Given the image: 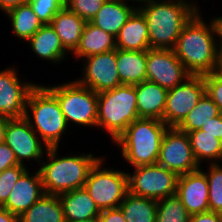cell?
I'll list each match as a JSON object with an SVG mask.
<instances>
[{
    "label": "cell",
    "mask_w": 222,
    "mask_h": 222,
    "mask_svg": "<svg viewBox=\"0 0 222 222\" xmlns=\"http://www.w3.org/2000/svg\"><path fill=\"white\" fill-rule=\"evenodd\" d=\"M66 222L83 221L99 217L101 211L82 187L58 195Z\"/></svg>",
    "instance_id": "obj_20"
},
{
    "label": "cell",
    "mask_w": 222,
    "mask_h": 222,
    "mask_svg": "<svg viewBox=\"0 0 222 222\" xmlns=\"http://www.w3.org/2000/svg\"><path fill=\"white\" fill-rule=\"evenodd\" d=\"M81 60L83 75L75 80L80 85L92 89L97 94L122 85L117 71L116 49Z\"/></svg>",
    "instance_id": "obj_12"
},
{
    "label": "cell",
    "mask_w": 222,
    "mask_h": 222,
    "mask_svg": "<svg viewBox=\"0 0 222 222\" xmlns=\"http://www.w3.org/2000/svg\"><path fill=\"white\" fill-rule=\"evenodd\" d=\"M27 2L43 24H50L55 14L66 7V0H28Z\"/></svg>",
    "instance_id": "obj_33"
},
{
    "label": "cell",
    "mask_w": 222,
    "mask_h": 222,
    "mask_svg": "<svg viewBox=\"0 0 222 222\" xmlns=\"http://www.w3.org/2000/svg\"><path fill=\"white\" fill-rule=\"evenodd\" d=\"M220 114L217 104L205 92L177 128L186 133L200 130L202 125L207 124L211 118Z\"/></svg>",
    "instance_id": "obj_30"
},
{
    "label": "cell",
    "mask_w": 222,
    "mask_h": 222,
    "mask_svg": "<svg viewBox=\"0 0 222 222\" xmlns=\"http://www.w3.org/2000/svg\"><path fill=\"white\" fill-rule=\"evenodd\" d=\"M16 165L20 164L16 159L15 153L5 142L0 144V173Z\"/></svg>",
    "instance_id": "obj_37"
},
{
    "label": "cell",
    "mask_w": 222,
    "mask_h": 222,
    "mask_svg": "<svg viewBox=\"0 0 222 222\" xmlns=\"http://www.w3.org/2000/svg\"><path fill=\"white\" fill-rule=\"evenodd\" d=\"M189 222H222V214L213 211L193 214L190 215Z\"/></svg>",
    "instance_id": "obj_40"
},
{
    "label": "cell",
    "mask_w": 222,
    "mask_h": 222,
    "mask_svg": "<svg viewBox=\"0 0 222 222\" xmlns=\"http://www.w3.org/2000/svg\"><path fill=\"white\" fill-rule=\"evenodd\" d=\"M25 111L24 118L42 142L48 148L59 147L62 135L66 133L69 126L57 98L44 84H37L31 90Z\"/></svg>",
    "instance_id": "obj_5"
},
{
    "label": "cell",
    "mask_w": 222,
    "mask_h": 222,
    "mask_svg": "<svg viewBox=\"0 0 222 222\" xmlns=\"http://www.w3.org/2000/svg\"><path fill=\"white\" fill-rule=\"evenodd\" d=\"M150 48L147 22L136 9L116 36V49L141 51Z\"/></svg>",
    "instance_id": "obj_21"
},
{
    "label": "cell",
    "mask_w": 222,
    "mask_h": 222,
    "mask_svg": "<svg viewBox=\"0 0 222 222\" xmlns=\"http://www.w3.org/2000/svg\"><path fill=\"white\" fill-rule=\"evenodd\" d=\"M136 9L137 6L128 5L125 0H106L90 23L116 38L121 27Z\"/></svg>",
    "instance_id": "obj_19"
},
{
    "label": "cell",
    "mask_w": 222,
    "mask_h": 222,
    "mask_svg": "<svg viewBox=\"0 0 222 222\" xmlns=\"http://www.w3.org/2000/svg\"><path fill=\"white\" fill-rule=\"evenodd\" d=\"M6 15L12 24L10 26L15 39L21 41H27L44 25L28 2L10 10Z\"/></svg>",
    "instance_id": "obj_28"
},
{
    "label": "cell",
    "mask_w": 222,
    "mask_h": 222,
    "mask_svg": "<svg viewBox=\"0 0 222 222\" xmlns=\"http://www.w3.org/2000/svg\"><path fill=\"white\" fill-rule=\"evenodd\" d=\"M116 49V38L86 22L76 50L72 53L77 59L101 54Z\"/></svg>",
    "instance_id": "obj_25"
},
{
    "label": "cell",
    "mask_w": 222,
    "mask_h": 222,
    "mask_svg": "<svg viewBox=\"0 0 222 222\" xmlns=\"http://www.w3.org/2000/svg\"><path fill=\"white\" fill-rule=\"evenodd\" d=\"M217 25H218V30H219V38H220V46H222V16H215Z\"/></svg>",
    "instance_id": "obj_45"
},
{
    "label": "cell",
    "mask_w": 222,
    "mask_h": 222,
    "mask_svg": "<svg viewBox=\"0 0 222 222\" xmlns=\"http://www.w3.org/2000/svg\"><path fill=\"white\" fill-rule=\"evenodd\" d=\"M214 73L222 78V46L219 48L217 64Z\"/></svg>",
    "instance_id": "obj_44"
},
{
    "label": "cell",
    "mask_w": 222,
    "mask_h": 222,
    "mask_svg": "<svg viewBox=\"0 0 222 222\" xmlns=\"http://www.w3.org/2000/svg\"><path fill=\"white\" fill-rule=\"evenodd\" d=\"M5 143L15 153L18 163L24 166H27L24 160L41 163L48 149L24 117L8 121Z\"/></svg>",
    "instance_id": "obj_15"
},
{
    "label": "cell",
    "mask_w": 222,
    "mask_h": 222,
    "mask_svg": "<svg viewBox=\"0 0 222 222\" xmlns=\"http://www.w3.org/2000/svg\"><path fill=\"white\" fill-rule=\"evenodd\" d=\"M125 1H127V0H125ZM131 1V2H130ZM148 1H150V0H128V2H130V3H132L133 2V4H135V5H137V4H142V3H145V2H148ZM134 2H136V3H134Z\"/></svg>",
    "instance_id": "obj_47"
},
{
    "label": "cell",
    "mask_w": 222,
    "mask_h": 222,
    "mask_svg": "<svg viewBox=\"0 0 222 222\" xmlns=\"http://www.w3.org/2000/svg\"><path fill=\"white\" fill-rule=\"evenodd\" d=\"M26 42L31 47L36 57L47 60L53 64H60L68 56V52L64 49L59 36L51 26L44 24L31 38Z\"/></svg>",
    "instance_id": "obj_22"
},
{
    "label": "cell",
    "mask_w": 222,
    "mask_h": 222,
    "mask_svg": "<svg viewBox=\"0 0 222 222\" xmlns=\"http://www.w3.org/2000/svg\"><path fill=\"white\" fill-rule=\"evenodd\" d=\"M9 120L10 119L0 116V144L5 142L6 128Z\"/></svg>",
    "instance_id": "obj_43"
},
{
    "label": "cell",
    "mask_w": 222,
    "mask_h": 222,
    "mask_svg": "<svg viewBox=\"0 0 222 222\" xmlns=\"http://www.w3.org/2000/svg\"><path fill=\"white\" fill-rule=\"evenodd\" d=\"M28 0H0V10L5 14L21 4L27 3Z\"/></svg>",
    "instance_id": "obj_41"
},
{
    "label": "cell",
    "mask_w": 222,
    "mask_h": 222,
    "mask_svg": "<svg viewBox=\"0 0 222 222\" xmlns=\"http://www.w3.org/2000/svg\"><path fill=\"white\" fill-rule=\"evenodd\" d=\"M71 222H101L99 217H95L92 219H88V220H83V221H71Z\"/></svg>",
    "instance_id": "obj_46"
},
{
    "label": "cell",
    "mask_w": 222,
    "mask_h": 222,
    "mask_svg": "<svg viewBox=\"0 0 222 222\" xmlns=\"http://www.w3.org/2000/svg\"><path fill=\"white\" fill-rule=\"evenodd\" d=\"M205 93L204 77L190 75L181 84L168 90L163 122L178 127Z\"/></svg>",
    "instance_id": "obj_10"
},
{
    "label": "cell",
    "mask_w": 222,
    "mask_h": 222,
    "mask_svg": "<svg viewBox=\"0 0 222 222\" xmlns=\"http://www.w3.org/2000/svg\"><path fill=\"white\" fill-rule=\"evenodd\" d=\"M139 119L134 85L122 84L98 93L97 128L106 131L112 142Z\"/></svg>",
    "instance_id": "obj_6"
},
{
    "label": "cell",
    "mask_w": 222,
    "mask_h": 222,
    "mask_svg": "<svg viewBox=\"0 0 222 222\" xmlns=\"http://www.w3.org/2000/svg\"><path fill=\"white\" fill-rule=\"evenodd\" d=\"M45 87L57 98L68 126L75 123L77 127H97L96 92L75 80Z\"/></svg>",
    "instance_id": "obj_7"
},
{
    "label": "cell",
    "mask_w": 222,
    "mask_h": 222,
    "mask_svg": "<svg viewBox=\"0 0 222 222\" xmlns=\"http://www.w3.org/2000/svg\"><path fill=\"white\" fill-rule=\"evenodd\" d=\"M27 169L24 165H16L0 173V207L7 201L16 182Z\"/></svg>",
    "instance_id": "obj_34"
},
{
    "label": "cell",
    "mask_w": 222,
    "mask_h": 222,
    "mask_svg": "<svg viewBox=\"0 0 222 222\" xmlns=\"http://www.w3.org/2000/svg\"><path fill=\"white\" fill-rule=\"evenodd\" d=\"M190 0H150L137 6L147 22L150 48L173 49L184 25L196 12Z\"/></svg>",
    "instance_id": "obj_2"
},
{
    "label": "cell",
    "mask_w": 222,
    "mask_h": 222,
    "mask_svg": "<svg viewBox=\"0 0 222 222\" xmlns=\"http://www.w3.org/2000/svg\"><path fill=\"white\" fill-rule=\"evenodd\" d=\"M187 135L199 166L205 161L210 164L218 163V161L222 163V141L202 130L188 132Z\"/></svg>",
    "instance_id": "obj_27"
},
{
    "label": "cell",
    "mask_w": 222,
    "mask_h": 222,
    "mask_svg": "<svg viewBox=\"0 0 222 222\" xmlns=\"http://www.w3.org/2000/svg\"><path fill=\"white\" fill-rule=\"evenodd\" d=\"M189 76L190 74L173 49L149 48L146 50V80L170 90Z\"/></svg>",
    "instance_id": "obj_13"
},
{
    "label": "cell",
    "mask_w": 222,
    "mask_h": 222,
    "mask_svg": "<svg viewBox=\"0 0 222 222\" xmlns=\"http://www.w3.org/2000/svg\"><path fill=\"white\" fill-rule=\"evenodd\" d=\"M18 76L16 67L0 71V116L10 120L25 116L29 93L37 85V82L21 80Z\"/></svg>",
    "instance_id": "obj_14"
},
{
    "label": "cell",
    "mask_w": 222,
    "mask_h": 222,
    "mask_svg": "<svg viewBox=\"0 0 222 222\" xmlns=\"http://www.w3.org/2000/svg\"><path fill=\"white\" fill-rule=\"evenodd\" d=\"M116 65L121 84L135 85L146 80V50L116 49Z\"/></svg>",
    "instance_id": "obj_24"
},
{
    "label": "cell",
    "mask_w": 222,
    "mask_h": 222,
    "mask_svg": "<svg viewBox=\"0 0 222 222\" xmlns=\"http://www.w3.org/2000/svg\"><path fill=\"white\" fill-rule=\"evenodd\" d=\"M176 195L190 215L209 211V186L202 167L178 176Z\"/></svg>",
    "instance_id": "obj_16"
},
{
    "label": "cell",
    "mask_w": 222,
    "mask_h": 222,
    "mask_svg": "<svg viewBox=\"0 0 222 222\" xmlns=\"http://www.w3.org/2000/svg\"><path fill=\"white\" fill-rule=\"evenodd\" d=\"M190 214L174 194L157 202L156 222H189Z\"/></svg>",
    "instance_id": "obj_31"
},
{
    "label": "cell",
    "mask_w": 222,
    "mask_h": 222,
    "mask_svg": "<svg viewBox=\"0 0 222 222\" xmlns=\"http://www.w3.org/2000/svg\"><path fill=\"white\" fill-rule=\"evenodd\" d=\"M99 219L101 222H126L120 207L102 210Z\"/></svg>",
    "instance_id": "obj_39"
},
{
    "label": "cell",
    "mask_w": 222,
    "mask_h": 222,
    "mask_svg": "<svg viewBox=\"0 0 222 222\" xmlns=\"http://www.w3.org/2000/svg\"><path fill=\"white\" fill-rule=\"evenodd\" d=\"M134 86L139 118L163 121L168 90L148 80Z\"/></svg>",
    "instance_id": "obj_18"
},
{
    "label": "cell",
    "mask_w": 222,
    "mask_h": 222,
    "mask_svg": "<svg viewBox=\"0 0 222 222\" xmlns=\"http://www.w3.org/2000/svg\"><path fill=\"white\" fill-rule=\"evenodd\" d=\"M205 92L217 104L222 113V78L214 72L204 75Z\"/></svg>",
    "instance_id": "obj_36"
},
{
    "label": "cell",
    "mask_w": 222,
    "mask_h": 222,
    "mask_svg": "<svg viewBox=\"0 0 222 222\" xmlns=\"http://www.w3.org/2000/svg\"><path fill=\"white\" fill-rule=\"evenodd\" d=\"M0 222H20L19 217L0 207Z\"/></svg>",
    "instance_id": "obj_42"
},
{
    "label": "cell",
    "mask_w": 222,
    "mask_h": 222,
    "mask_svg": "<svg viewBox=\"0 0 222 222\" xmlns=\"http://www.w3.org/2000/svg\"><path fill=\"white\" fill-rule=\"evenodd\" d=\"M206 23L196 12L184 25L173 50L190 75H207L215 71L220 48L215 17Z\"/></svg>",
    "instance_id": "obj_1"
},
{
    "label": "cell",
    "mask_w": 222,
    "mask_h": 222,
    "mask_svg": "<svg viewBox=\"0 0 222 222\" xmlns=\"http://www.w3.org/2000/svg\"><path fill=\"white\" fill-rule=\"evenodd\" d=\"M168 126L157 119L133 121L114 141L122 158L132 167L157 164L163 135Z\"/></svg>",
    "instance_id": "obj_4"
},
{
    "label": "cell",
    "mask_w": 222,
    "mask_h": 222,
    "mask_svg": "<svg viewBox=\"0 0 222 222\" xmlns=\"http://www.w3.org/2000/svg\"><path fill=\"white\" fill-rule=\"evenodd\" d=\"M209 211L222 214V164H208Z\"/></svg>",
    "instance_id": "obj_32"
},
{
    "label": "cell",
    "mask_w": 222,
    "mask_h": 222,
    "mask_svg": "<svg viewBox=\"0 0 222 222\" xmlns=\"http://www.w3.org/2000/svg\"><path fill=\"white\" fill-rule=\"evenodd\" d=\"M200 130L222 141V113L215 118H211V121L202 125Z\"/></svg>",
    "instance_id": "obj_38"
},
{
    "label": "cell",
    "mask_w": 222,
    "mask_h": 222,
    "mask_svg": "<svg viewBox=\"0 0 222 222\" xmlns=\"http://www.w3.org/2000/svg\"><path fill=\"white\" fill-rule=\"evenodd\" d=\"M31 172L27 169L21 175L7 201L1 206L18 217L45 195L39 170L33 174Z\"/></svg>",
    "instance_id": "obj_17"
},
{
    "label": "cell",
    "mask_w": 222,
    "mask_h": 222,
    "mask_svg": "<svg viewBox=\"0 0 222 222\" xmlns=\"http://www.w3.org/2000/svg\"><path fill=\"white\" fill-rule=\"evenodd\" d=\"M50 24L64 49L69 54L73 53L79 44L86 21L65 7L55 14Z\"/></svg>",
    "instance_id": "obj_23"
},
{
    "label": "cell",
    "mask_w": 222,
    "mask_h": 222,
    "mask_svg": "<svg viewBox=\"0 0 222 222\" xmlns=\"http://www.w3.org/2000/svg\"><path fill=\"white\" fill-rule=\"evenodd\" d=\"M104 161L103 156L95 163L84 185L100 211L119 207L128 193L127 172L105 168Z\"/></svg>",
    "instance_id": "obj_8"
},
{
    "label": "cell",
    "mask_w": 222,
    "mask_h": 222,
    "mask_svg": "<svg viewBox=\"0 0 222 222\" xmlns=\"http://www.w3.org/2000/svg\"><path fill=\"white\" fill-rule=\"evenodd\" d=\"M20 222H66L58 195L45 194L19 216Z\"/></svg>",
    "instance_id": "obj_26"
},
{
    "label": "cell",
    "mask_w": 222,
    "mask_h": 222,
    "mask_svg": "<svg viewBox=\"0 0 222 222\" xmlns=\"http://www.w3.org/2000/svg\"><path fill=\"white\" fill-rule=\"evenodd\" d=\"M157 202L128 192L119 207L126 222H156Z\"/></svg>",
    "instance_id": "obj_29"
},
{
    "label": "cell",
    "mask_w": 222,
    "mask_h": 222,
    "mask_svg": "<svg viewBox=\"0 0 222 222\" xmlns=\"http://www.w3.org/2000/svg\"><path fill=\"white\" fill-rule=\"evenodd\" d=\"M157 164L178 176L199 169L186 132L168 127L163 135Z\"/></svg>",
    "instance_id": "obj_11"
},
{
    "label": "cell",
    "mask_w": 222,
    "mask_h": 222,
    "mask_svg": "<svg viewBox=\"0 0 222 222\" xmlns=\"http://www.w3.org/2000/svg\"><path fill=\"white\" fill-rule=\"evenodd\" d=\"M106 0H66V7L86 22L97 14Z\"/></svg>",
    "instance_id": "obj_35"
},
{
    "label": "cell",
    "mask_w": 222,
    "mask_h": 222,
    "mask_svg": "<svg viewBox=\"0 0 222 222\" xmlns=\"http://www.w3.org/2000/svg\"><path fill=\"white\" fill-rule=\"evenodd\" d=\"M58 149L48 148L45 153L47 161L44 159L39 164L45 194L59 195L84 187L90 169L101 158L92 153L61 157Z\"/></svg>",
    "instance_id": "obj_3"
},
{
    "label": "cell",
    "mask_w": 222,
    "mask_h": 222,
    "mask_svg": "<svg viewBox=\"0 0 222 222\" xmlns=\"http://www.w3.org/2000/svg\"><path fill=\"white\" fill-rule=\"evenodd\" d=\"M127 172L128 192L140 197L161 200L176 194L178 175L158 164L133 167Z\"/></svg>",
    "instance_id": "obj_9"
}]
</instances>
